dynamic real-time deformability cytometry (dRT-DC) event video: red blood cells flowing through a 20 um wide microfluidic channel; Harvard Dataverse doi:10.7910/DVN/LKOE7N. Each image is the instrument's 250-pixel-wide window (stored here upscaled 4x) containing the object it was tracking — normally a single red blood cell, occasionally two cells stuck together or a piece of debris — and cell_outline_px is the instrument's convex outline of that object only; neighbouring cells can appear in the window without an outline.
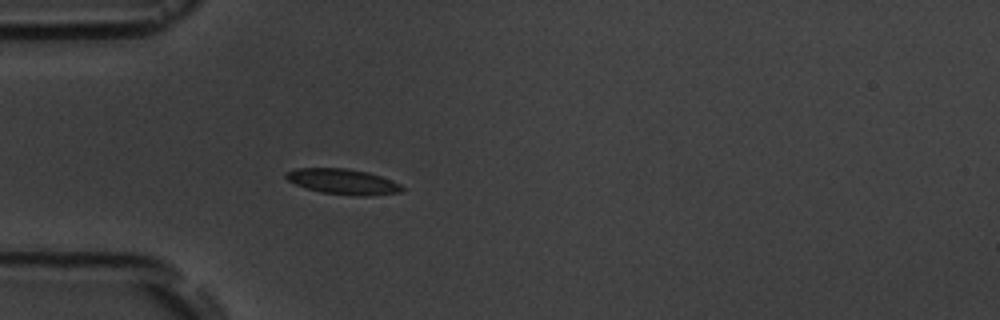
{"species": "common noctule bat (a hibernating species)", "species_latin": "Nyctalus noctula", "temperature_condition": "room temperature", "stored_images_in_passage": 5, "camera_frame_rate_fps": 3000, "um_per_image_px": 0.085, "animal": {"sex": "male", "body_mass_g": 19.5, "forearm_length_mm": 54.6}, "frame": {"image": 1, "passage_image": 5, "time_ms": 4.667, "image_size_px": [1000, 320], "cell_outline_px": [[404, 192], [368, 196], [356, 196], [320, 192], [304, 188], [288, 180], [284, 176], [284, 172], [296, 168], [344, 168], [368, 172], [380, 176], [400, 184], [404, 188]], "centroid_in_image_um": [29.13, 15.44], "position_along_channel_um": 55.9, "area_um2": 17.34}}